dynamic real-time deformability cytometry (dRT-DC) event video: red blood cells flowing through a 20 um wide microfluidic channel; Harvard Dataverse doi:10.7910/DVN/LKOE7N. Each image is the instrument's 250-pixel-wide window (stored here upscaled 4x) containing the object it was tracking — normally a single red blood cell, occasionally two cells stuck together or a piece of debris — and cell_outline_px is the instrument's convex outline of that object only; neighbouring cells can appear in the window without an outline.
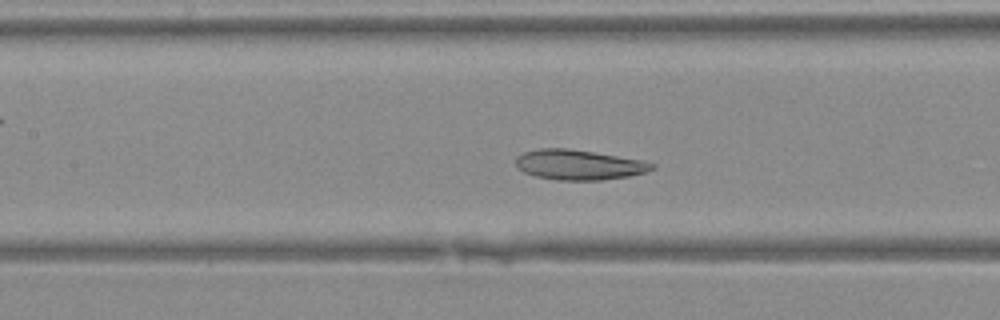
{"species": "Egyptian fruit bat (a non-hibernating species)", "species_latin": "Rousettus aegyptiacus", "temperature_condition": "warm", "stored_images_in_passage": 39, "camera_frame_rate_fps": 3000, "um_per_image_px": 0.085, "animal": {"sex": "female"}, "frame": {"image": 1, "passage_image": 16, "time_ms": 5.0, "image_size_px": [1000, 320], "cell_outline_px": [[656, 168], [644, 172], [628, 176], [600, 180], [560, 180], [536, 176], [524, 172], [516, 168], [516, 156], [524, 152], [540, 148], [568, 148], [644, 160], [656, 164]], "centroid_in_image_um": [49.2, 14.0], "position_along_channel_um": 158.2, "area_um2": 23.87}}
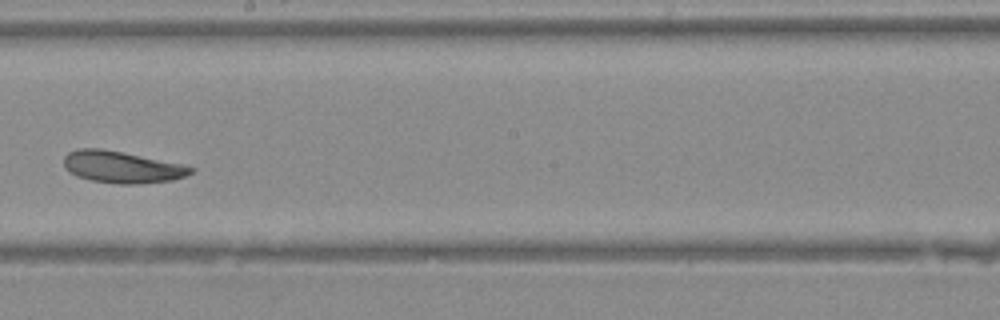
{"frame": {"image": 2, "passage_image": 21, "time_ms": 6.667, "image_size_px": [1000, 320], "cell_outline_px": [[196, 172], [172, 180], [136, 184], [120, 184], [92, 180], [76, 176], [68, 172], [64, 168], [64, 156], [68, 152], [80, 148], [100, 148], [184, 164], [196, 168]], "centroid_in_image_um": [10.37, 14.2], "position_along_channel_um": 237.8, "area_um2": 23.58}}
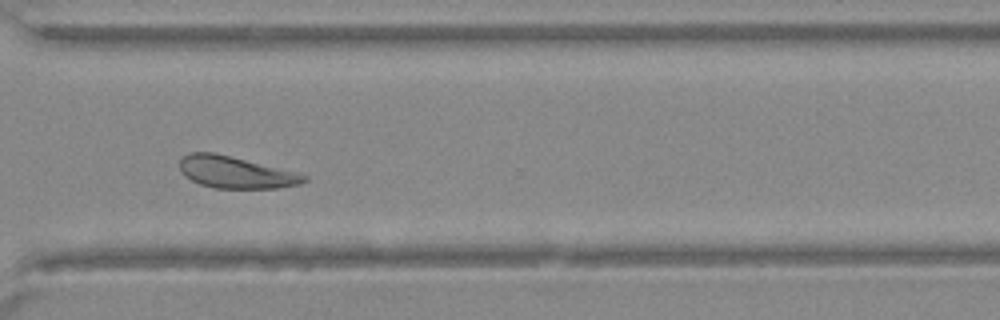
{"frame": {"image": 3, "passage_image": 28, "time_ms": 9.0, "image_size_px": [1000, 320], "cell_outline_px": [[308, 180], [300, 184], [276, 188], [212, 188], [200, 184], [184, 176], [180, 172], [180, 160], [188, 152], [216, 152], [300, 172], [308, 176]], "centroid_in_image_um": [20.06, 14.63], "position_along_channel_um": 350.5, "area_um2": 23.52}}